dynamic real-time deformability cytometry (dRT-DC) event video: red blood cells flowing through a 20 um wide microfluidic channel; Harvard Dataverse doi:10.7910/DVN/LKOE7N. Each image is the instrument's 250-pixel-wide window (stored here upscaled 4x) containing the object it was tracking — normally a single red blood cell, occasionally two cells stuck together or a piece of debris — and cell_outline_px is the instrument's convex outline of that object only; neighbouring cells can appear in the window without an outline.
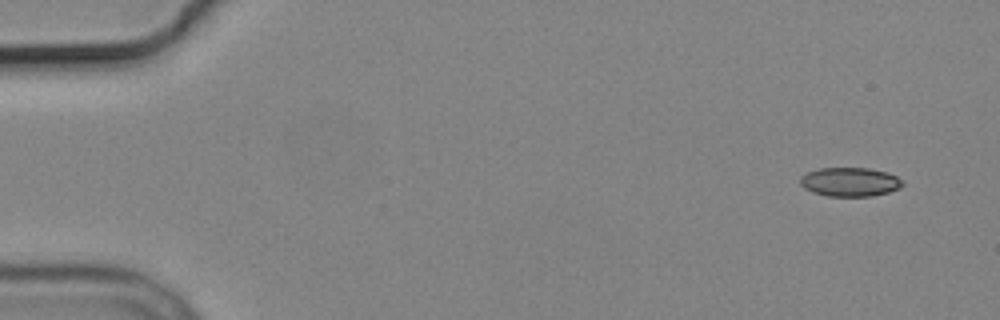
{"species": "common noctule bat (a hibernating species)", "species_latin": "Nyctalus noctula", "temperature_condition": "cold", "stored_images_in_passage": 6, "camera_frame_rate_fps": 3000, "um_per_image_px": 0.085, "animal": {"sex": "male", "body_mass_g": 19.2, "forearm_length_mm": 51.8}, "frame": {"image": 1, "passage_image": 1, "time_ms": 0.0, "image_size_px": [1000, 320], "cell_outline_px": [[904, 184], [900, 188], [888, 192], [872, 196], [828, 196], [812, 192], [804, 188], [800, 184], [800, 176], [808, 172], [820, 168], [868, 168], [888, 172], [896, 176]], "centroid_in_image_um": [72.23, 15.46], "position_along_channel_um": 12.8, "area_um2": 17.28}}
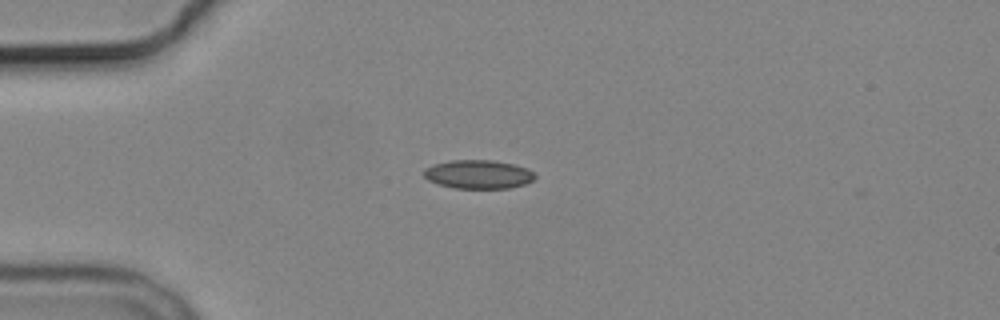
{"frame": {"image": 2, "passage_image": 4, "time_ms": 3.667, "image_size_px": [1000, 320], "cell_outline_px": [[536, 176], [532, 180], [524, 184], [508, 188], [456, 188], [436, 184], [428, 180], [424, 176], [424, 168], [432, 164], [452, 160], [492, 160], [516, 164], [528, 168]], "centroid_in_image_um": [40.63, 14.81], "position_along_channel_um": 44.4, "area_um2": 18.67}}
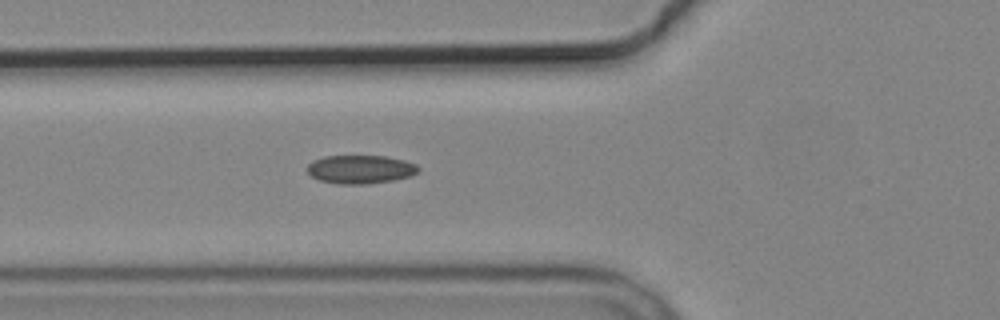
{"frame": {"image": 3, "passage_image": 6, "time_ms": 5.667, "image_size_px": [1000, 320], "cell_outline_px": [[420, 168], [416, 172], [408, 176], [392, 180], [368, 184], [336, 184], [320, 180], [312, 176], [308, 172], [308, 164], [312, 160], [324, 156], [384, 156], [404, 160], [416, 164]], "centroid_in_image_um": [30.6, 14.39], "position_along_channel_um": 95.2, "area_um2": 18.32}}